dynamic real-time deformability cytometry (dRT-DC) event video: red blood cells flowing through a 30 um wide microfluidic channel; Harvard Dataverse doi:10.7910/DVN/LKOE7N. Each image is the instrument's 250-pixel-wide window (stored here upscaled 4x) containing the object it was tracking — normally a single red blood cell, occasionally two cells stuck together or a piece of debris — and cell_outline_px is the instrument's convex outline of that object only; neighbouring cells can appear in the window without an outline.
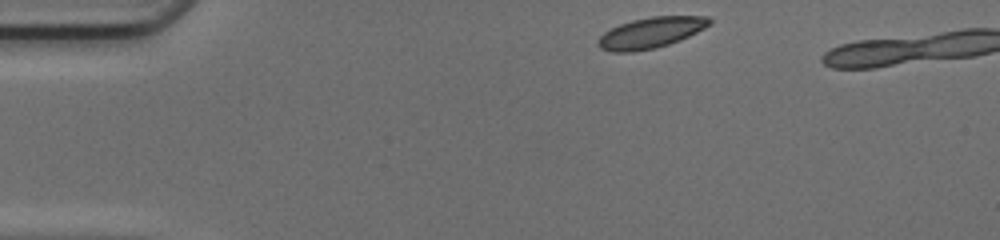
{"species": "common noctule bat (a hibernating species)", "species_latin": "Nyctalus noctula", "temperature_condition": "cold", "stored_images_in_passage": 36, "camera_frame_rate_fps": 3000, "um_per_image_px": 0.085, "animal": {"sex": "female", "body_mass_g": 17.0, "forearm_length_mm": 48.0}, "frame": {"image": 1, "passage_image": 1, "time_ms": 0.0, "image_size_px": [1000, 240], "cell_outline_px": [[712, 20], [704, 28], [680, 40], [668, 44], [652, 48], [632, 52], [612, 52], [600, 48], [596, 44], [596, 40], [604, 32], [620, 24], [632, 20], [652, 16], [708, 16]], "centroid_in_image_um": [55.27, 2.78], "position_along_channel_um": 29.7, "area_um2": 19.83}}
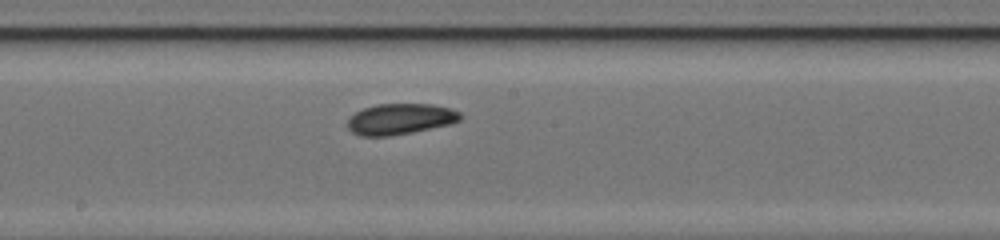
{"frame": {"image": 2, "passage_image": 19, "time_ms": 6.0, "image_size_px": [1000, 240], "cell_outline_px": [[464, 116], [460, 120], [452, 124], [412, 132], [388, 136], [360, 136], [352, 132], [348, 128], [348, 120], [356, 112], [364, 108], [376, 104], [432, 104], [448, 108], [460, 112]], "centroid_in_image_um": [34.05, 10.12], "position_along_channel_um": 214.2, "area_um2": 20.29}}
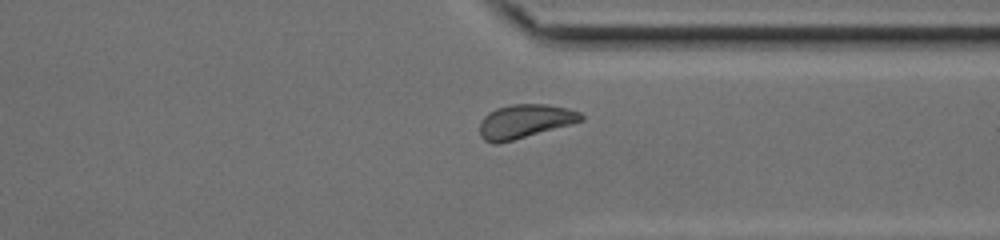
{"frame": {"image": 3, "passage_image": 30, "time_ms": 9.667, "image_size_px": [1000, 240], "cell_outline_px": [[584, 120], [572, 124], [512, 140], [496, 144], [492, 144], [484, 140], [480, 136], [480, 120], [488, 112], [496, 108], [512, 104], [544, 104], [568, 108], [580, 112], [584, 116]], "centroid_in_image_um": [44.6, 10.3], "position_along_channel_um": 366.8, "area_um2": 20.0}}